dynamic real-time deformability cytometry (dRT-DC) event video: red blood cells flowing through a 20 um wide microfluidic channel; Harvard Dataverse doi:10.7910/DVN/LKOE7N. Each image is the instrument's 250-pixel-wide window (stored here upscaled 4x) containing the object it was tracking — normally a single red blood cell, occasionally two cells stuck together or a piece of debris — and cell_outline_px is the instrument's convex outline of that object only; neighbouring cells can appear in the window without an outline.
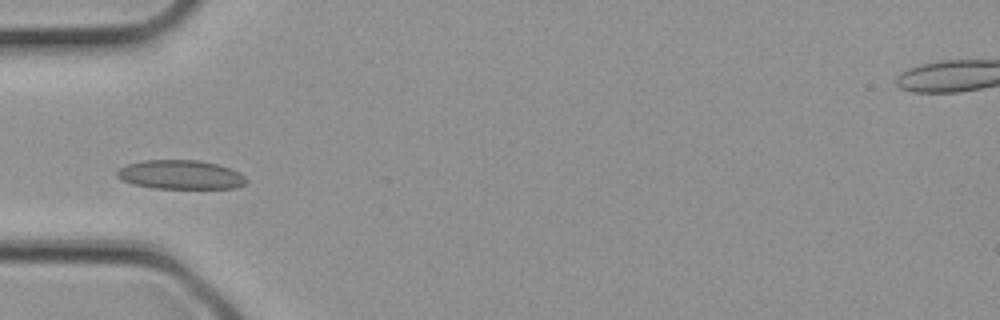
{"species": "common noctule bat (a hibernating species)", "species_latin": "Nyctalus noctula", "temperature_condition": "cold", "stored_images_in_passage": 15, "camera_frame_rate_fps": 3000, "um_per_image_px": 0.085, "animal": {"sex": "female", "body_mass_g": 21.9}, "frame": {"image": 1, "passage_image": 6, "time_ms": 1.667, "image_size_px": [1000, 320], "cell_outline_px": [[248, 180], [244, 184], [236, 188], [152, 188], [132, 184], [120, 180], [116, 176], [116, 172], [120, 168], [128, 164], [144, 160], [200, 160], [216, 164], [240, 172]], "centroid_in_image_um": [15.32, 14.85], "position_along_channel_um": 69.7, "area_um2": 21.91}}
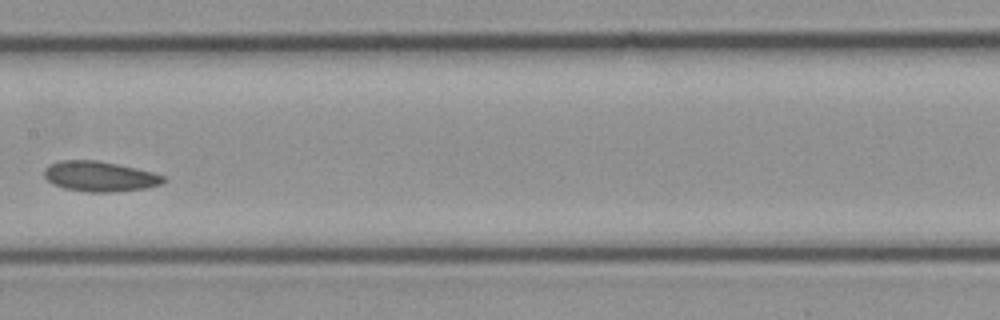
{"frame": {"image": 2, "passage_image": 12, "time_ms": 3.667, "image_size_px": [1000, 320], "cell_outline_px": [[168, 180], [160, 184], [148, 188], [108, 192], [88, 192], [64, 188], [52, 184], [44, 176], [44, 168], [48, 164], [60, 160], [96, 160], [136, 168], [152, 172], [164, 176]], "centroid_in_image_um": [8.46, 14.99], "position_along_channel_um": 198.9, "area_um2": 21.04}}
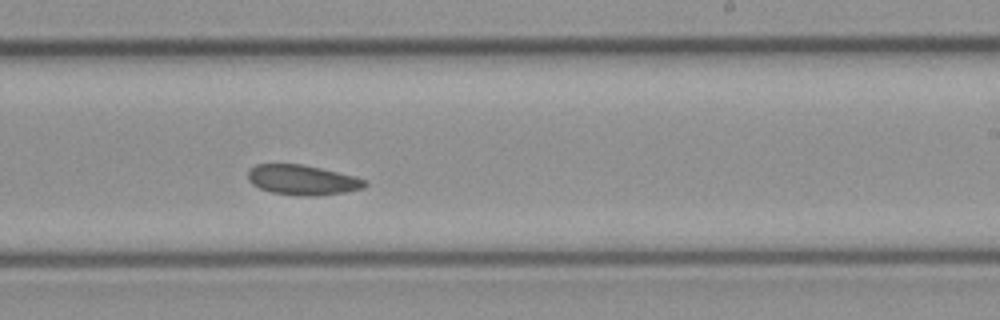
{"frame": {"image": 3, "passage_image": 15, "time_ms": 4.667, "image_size_px": [1000, 320], "cell_outline_px": [[368, 184], [364, 188], [344, 192], [312, 196], [304, 196], [272, 192], [260, 188], [252, 184], [248, 180], [248, 172], [256, 164], [300, 164], [320, 168], [368, 180]], "centroid_in_image_um": [25.71, 15.3], "position_along_channel_um": 263.3, "area_um2": 20.17}}